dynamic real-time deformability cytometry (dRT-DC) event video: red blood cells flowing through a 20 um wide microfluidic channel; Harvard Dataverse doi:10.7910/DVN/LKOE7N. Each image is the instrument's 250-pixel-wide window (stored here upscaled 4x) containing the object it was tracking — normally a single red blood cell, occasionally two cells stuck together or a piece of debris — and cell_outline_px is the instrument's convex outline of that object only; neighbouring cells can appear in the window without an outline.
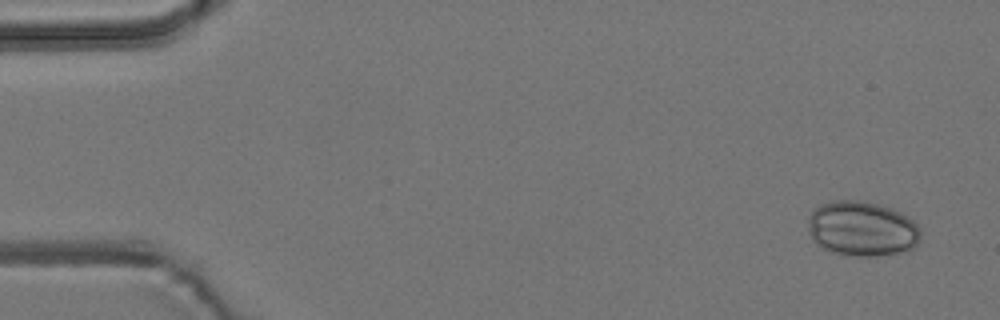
{"species": "common noctule bat (a hibernating species)", "species_latin": "Nyctalus noctula", "temperature_condition": "room temperature", "stored_images_in_passage": 6, "camera_frame_rate_fps": 3000, "um_per_image_px": 0.085, "animal": {"sex": "male", "body_mass_g": 19.2, "forearm_length_mm": 51.8}, "frame": {"image": 1, "passage_image": 1, "time_ms": 0.0, "image_size_px": [1000, 320], "cell_outline_px": [[920, 240], [908, 252], [876, 256], [856, 256], [828, 252], [820, 248], [812, 240], [808, 232], [808, 216], [812, 208], [820, 204], [832, 200], [860, 200], [892, 208], [900, 212], [912, 220], [920, 228]], "centroid_in_image_um": [73.22, 19.45], "position_along_channel_um": 11.8, "area_um2": 36.82}}